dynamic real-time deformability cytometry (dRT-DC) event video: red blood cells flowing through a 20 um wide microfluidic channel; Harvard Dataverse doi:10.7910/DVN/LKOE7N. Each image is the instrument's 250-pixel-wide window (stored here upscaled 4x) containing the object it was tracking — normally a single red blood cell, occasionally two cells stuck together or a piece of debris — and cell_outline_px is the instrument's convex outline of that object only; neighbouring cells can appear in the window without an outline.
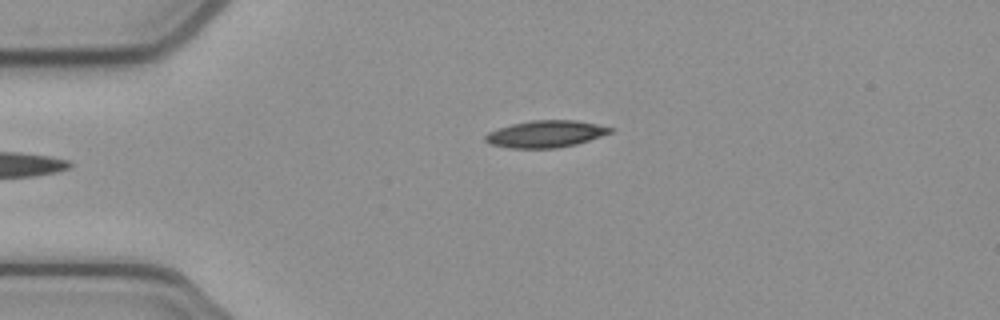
{"species": "common noctule bat (a hibernating species)", "species_latin": "Nyctalus noctula", "temperature_condition": "cold", "stored_images_in_passage": 36, "camera_frame_rate_fps": 3000, "um_per_image_px": 0.085, "animal": {"sex": "female", "body_mass_g": 21.9}, "frame": {"image": 1, "passage_image": 1, "time_ms": 0.0, "image_size_px": [1000, 320], "cell_outline_px": [[616, 128], [612, 132], [576, 144], [556, 148], [508, 148], [488, 144], [484, 140], [484, 136], [488, 132], [512, 124], [532, 120], [576, 120]], "centroid_in_image_um": [46.36, 11.39], "position_along_channel_um": 38.6, "area_um2": 19.59}}
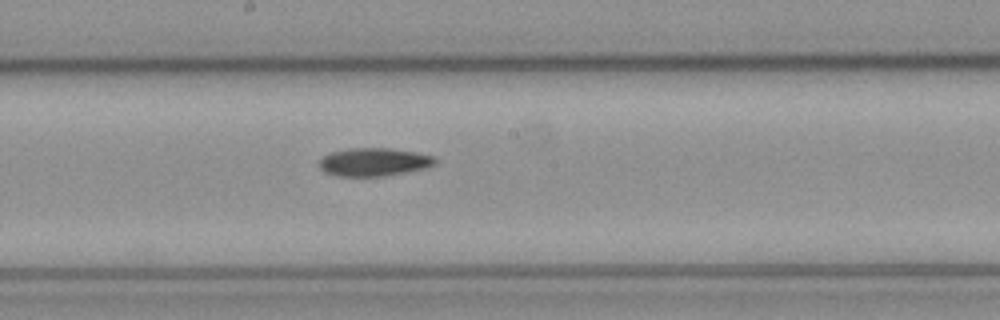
{"frame": {"image": 2, "passage_image": 17, "time_ms": 5.333, "image_size_px": [1000, 320], "cell_outline_px": [[436, 164], [424, 168], [384, 176], [336, 176], [324, 172], [320, 168], [320, 160], [324, 156], [332, 152], [348, 148], [388, 148], [416, 152], [436, 156]], "centroid_in_image_um": [31.79, 13.77], "position_along_channel_um": 216.4, "area_um2": 18.96}}
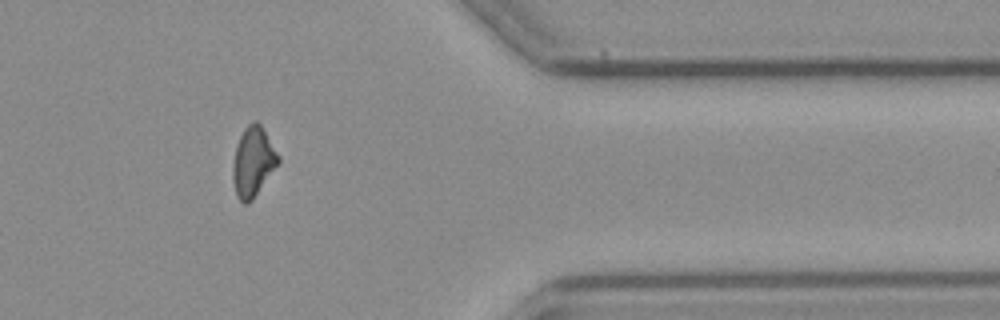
{"frame": {"image": 3, "passage_image": 32, "time_ms": 10.333, "image_size_px": [1000, 320], "cell_outline_px": [[280, 164], [252, 200], [248, 204], [244, 204], [236, 196], [232, 180], [232, 164], [236, 144], [244, 128], [252, 120], [256, 120], [260, 124], [280, 156]], "centroid_in_image_um": [21.51, 13.76], "position_along_channel_um": 389.9, "area_um2": 18.84}, "authors_computed_cell_mechanics": {"area_um2": 19.1318, "velocity_mm_per_s": 3.9021, "shape_relaxation_time_tau1_ms": 9.4901, "shape_relaxation_time_tau2_ms": null, "deformation_change_tau1": 0.1947, "deformation_change_tau2": null}}